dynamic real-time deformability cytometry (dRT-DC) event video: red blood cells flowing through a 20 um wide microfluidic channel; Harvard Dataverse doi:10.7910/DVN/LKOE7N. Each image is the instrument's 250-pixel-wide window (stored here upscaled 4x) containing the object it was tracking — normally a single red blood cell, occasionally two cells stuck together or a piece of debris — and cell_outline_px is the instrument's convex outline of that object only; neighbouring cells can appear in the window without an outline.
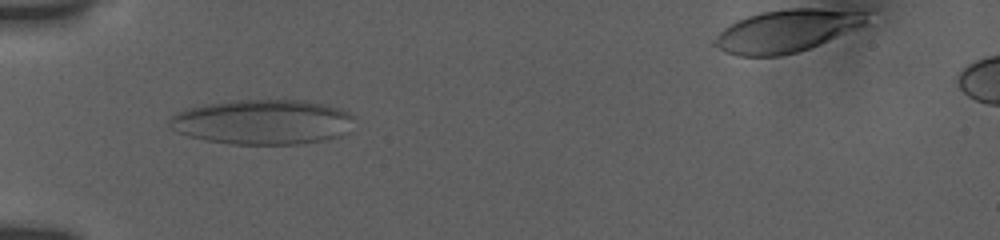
{"species": "human", "species_latin": "Homo sapiens", "temperature_condition": "room temperature", "stored_images_in_passage": 35, "camera_frame_rate_fps": 3000, "um_per_image_px": 0.085, "donor": {"sex": "female"}, "frame": {"image": 1, "passage_image": 2, "time_ms": 0.667, "image_size_px": [1000, 240], "cell_outline_px": [[352, 116], [336, 136], [320, 140], [300, 144], [232, 144], [208, 140], [192, 136], [180, 132], [172, 128], [172, 116], [176, 112], [208, 104], [232, 100], [304, 100], [324, 104], [336, 108]], "centroid_in_image_um": [22.23, 10.36], "position_along_channel_um": 62.8, "area_um2": 46.64}}
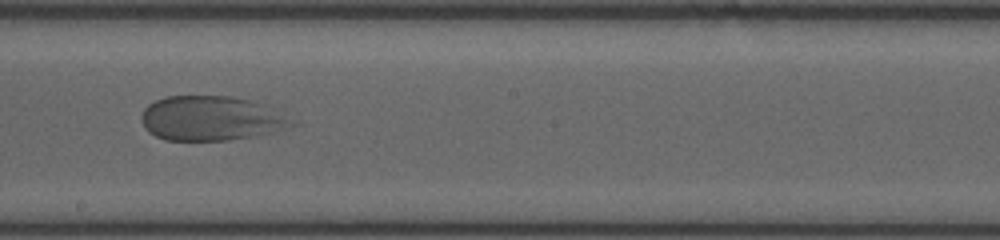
{"frame": {"image": 2, "passage_image": 18, "time_ms": 5.333, "image_size_px": [1000, 240], "cell_outline_px": [[284, 120], [264, 132], [248, 136], [228, 140], [164, 140], [148, 132], [144, 128], [140, 116], [144, 108], [148, 104], [156, 100], [168, 96], [232, 96], [248, 100], [256, 104]], "centroid_in_image_um": [17.51, 10.05], "position_along_channel_um": 230.7, "area_um2": 36.41}}
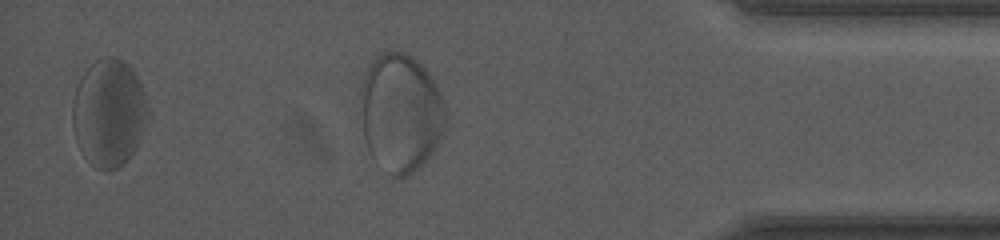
{"frame": {"image": 3, "passage_image": 33, "time_ms": 10.667, "image_size_px": [1000, 240], "cell_outline_px": [[148, 116], [140, 144], [116, 168], [108, 172], [104, 172], [96, 168], [84, 156], [76, 140], [72, 128], [72, 108], [76, 88], [84, 72], [96, 60], [104, 56], [116, 56], [124, 60], [132, 68], [144, 92]], "centroid_in_image_um": [9.25, 9.59], "position_along_channel_um": 425.9, "area_um2": 47.28}, "authors_computed_cell_mechanics": {"area_um2": 39.304, "velocity_mm_per_s": 3.717, "shape_relaxation_time_tau1_ms": 4.6867, "shape_relaxation_time_tau2_ms": null, "deformation_change_tau1": 0.1476, "deformation_change_tau2": null}}